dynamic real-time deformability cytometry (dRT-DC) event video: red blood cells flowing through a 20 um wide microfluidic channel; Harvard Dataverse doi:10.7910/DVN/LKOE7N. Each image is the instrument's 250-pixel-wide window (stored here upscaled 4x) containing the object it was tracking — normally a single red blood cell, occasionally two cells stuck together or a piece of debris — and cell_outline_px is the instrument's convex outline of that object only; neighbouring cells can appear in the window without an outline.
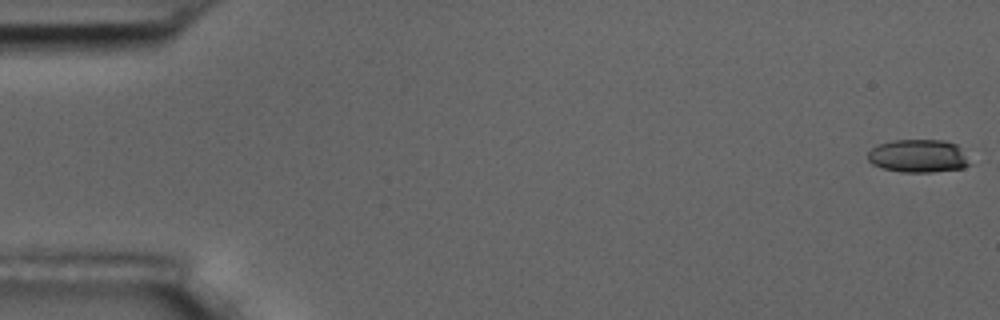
{"species": "common noctule bat (a hibernating species)", "species_latin": "Nyctalus noctula", "temperature_condition": "room temperature", "stored_images_in_passage": 4, "camera_frame_rate_fps": 3000, "um_per_image_px": 0.085, "animal": {"sex": "male", "body_mass_g": 17.5, "forearm_length_mm": 52.3}, "frame": {"image": 1, "passage_image": 1, "time_ms": 0.0, "image_size_px": [1000, 320], "cell_outline_px": [[972, 164], [964, 168], [932, 172], [900, 172], [884, 168], [872, 164], [868, 160], [868, 152], [876, 144], [892, 140], [944, 140], [956, 144], [960, 148]], "centroid_in_image_um": [78.05, 13.26], "position_along_channel_um": 6.9, "area_um2": 19.77}}